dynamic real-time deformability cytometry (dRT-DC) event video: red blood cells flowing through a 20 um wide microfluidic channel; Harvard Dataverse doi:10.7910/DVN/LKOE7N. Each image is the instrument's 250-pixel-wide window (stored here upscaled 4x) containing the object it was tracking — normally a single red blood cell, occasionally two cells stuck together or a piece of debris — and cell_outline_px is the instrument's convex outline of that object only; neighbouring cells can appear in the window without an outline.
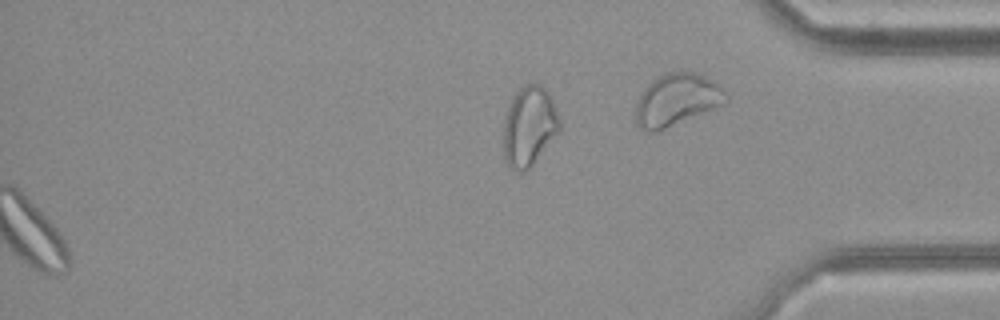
{"species": "common noctule bat (a hibernating species)", "species_latin": "Nyctalus noctula", "temperature_condition": "cold", "stored_images_in_passage": 33, "segment_of_instrument_passage": [2, 2], "camera_frame_rate_fps": 3000, "um_per_image_px": 0.085, "animal": {"sex": "female", "body_mass_g": 21.9}, "frame": {"image": 1, "passage_image": 33, "time_ms": 10.667, "image_size_px": [1000, 320], "cell_outline_px": [[560, 128], [532, 164], [524, 172], [520, 172], [508, 168], [504, 156], [504, 120], [508, 108], [516, 92], [520, 88], [528, 84], [540, 84], [548, 92], [552, 100], [560, 120]], "centroid_in_image_um": [44.95, 10.74], "position_along_channel_um": 390.2, "area_um2": 25.49}}